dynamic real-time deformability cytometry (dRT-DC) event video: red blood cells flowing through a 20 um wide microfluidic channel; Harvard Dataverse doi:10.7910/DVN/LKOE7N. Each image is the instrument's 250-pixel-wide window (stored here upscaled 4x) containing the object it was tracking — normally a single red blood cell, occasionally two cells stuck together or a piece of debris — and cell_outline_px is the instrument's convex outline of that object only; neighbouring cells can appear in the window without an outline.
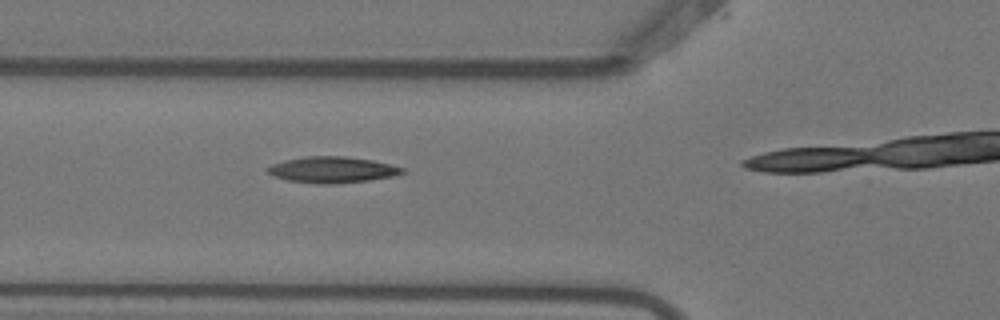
{"species": "Egyptian fruit bat (a non-hibernating species)", "species_latin": "Rousettus aegyptiacus", "temperature_condition": "warm", "stored_images_in_passage": 5, "camera_frame_rate_fps": 3000, "um_per_image_px": 0.085, "animal": {"sex": "female"}, "frame": {"image": 1, "passage_image": 4, "time_ms": 1.0, "image_size_px": [1000, 320], "cell_outline_px": [[408, 172], [396, 176], [368, 180], [328, 184], [316, 184], [288, 180], [276, 176], [268, 172], [264, 168], [272, 164], [284, 160], [304, 156], [348, 156], [372, 160], [404, 168]], "centroid_in_image_um": [28.26, 14.42], "position_along_channel_um": 97.5, "area_um2": 20.58}}